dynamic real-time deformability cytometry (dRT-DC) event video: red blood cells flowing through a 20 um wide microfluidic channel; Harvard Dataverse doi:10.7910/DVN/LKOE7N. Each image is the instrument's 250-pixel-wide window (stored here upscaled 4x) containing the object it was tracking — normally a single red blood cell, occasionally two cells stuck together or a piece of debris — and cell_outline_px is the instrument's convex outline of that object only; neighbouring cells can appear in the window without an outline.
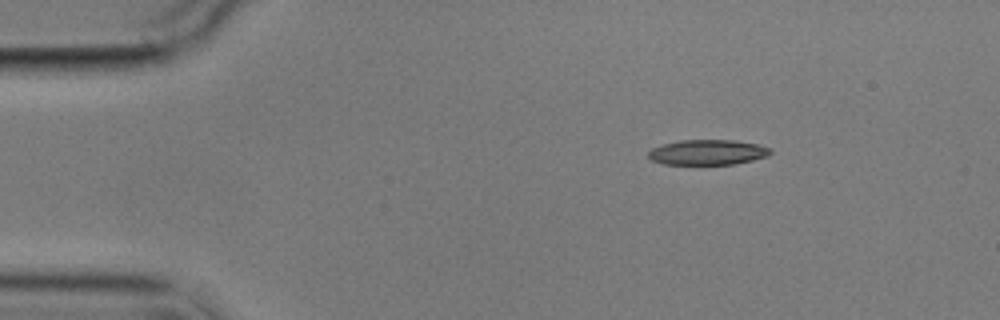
{"species": "common noctule bat (a hibernating species)", "species_latin": "Nyctalus noctula", "temperature_condition": "cold", "stored_images_in_passage": 5, "camera_frame_rate_fps": 3000, "um_per_image_px": 0.085, "animal": {"sex": "male", "body_mass_g": 17.9}, "frame": {"image": 1, "passage_image": 3, "time_ms": 2.333, "image_size_px": [1000, 320], "cell_outline_px": [[772, 152], [768, 156], [752, 160], [732, 164], [664, 164], [652, 160], [648, 156], [648, 152], [652, 148], [664, 144], [680, 140], [736, 140], [756, 144], [772, 148]], "centroid_in_image_um": [60.17, 12.94], "position_along_channel_um": 24.8, "area_um2": 17.86}}